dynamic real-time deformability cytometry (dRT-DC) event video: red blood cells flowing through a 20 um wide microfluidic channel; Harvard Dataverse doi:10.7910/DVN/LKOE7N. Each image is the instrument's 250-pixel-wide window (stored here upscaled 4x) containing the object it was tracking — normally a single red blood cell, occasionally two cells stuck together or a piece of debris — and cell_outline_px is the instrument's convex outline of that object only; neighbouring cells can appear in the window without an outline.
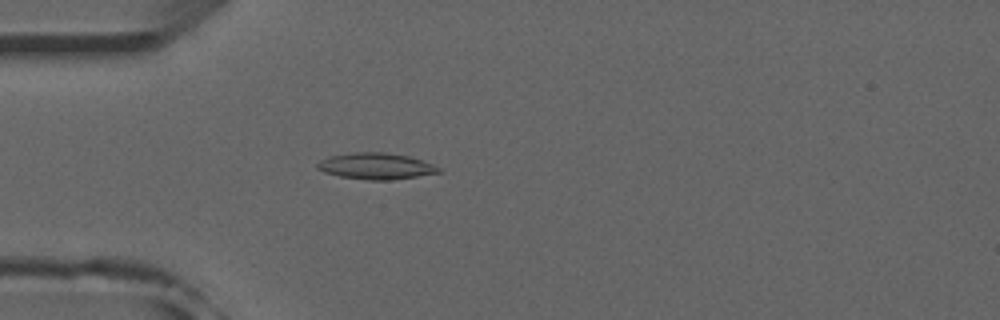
{"species": "common noctule bat (a hibernating species)", "species_latin": "Nyctalus noctula", "temperature_condition": "room temperature", "stored_images_in_passage": 52, "camera_frame_rate_fps": 3000, "um_per_image_px": 0.085, "animal": {"sex": "male", "forearm_length_mm": 52.5}, "frame": {"image": 1, "passage_image": 15, "time_ms": 4.667, "image_size_px": [1000, 320], "cell_outline_px": [[440, 172], [392, 180], [368, 180], [340, 176], [324, 172], [316, 168], [316, 164], [320, 160], [332, 156], [352, 152], [388, 152], [408, 156], [432, 164], [440, 168]], "centroid_in_image_um": [31.92, 14.11], "position_along_channel_um": 53.1, "area_um2": 18.44}}
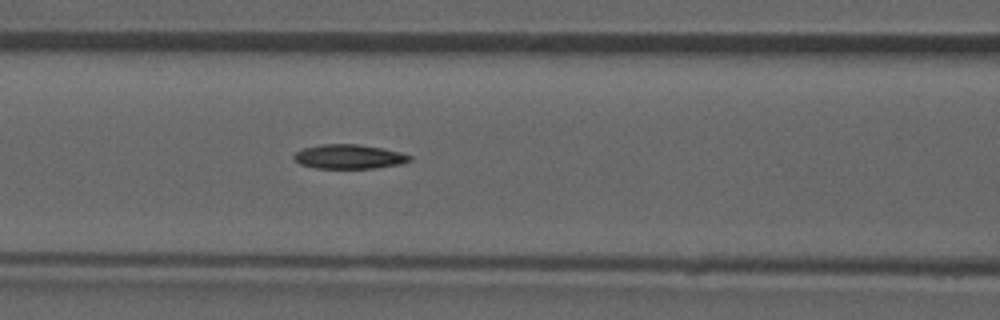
{"frame": {"image": 2, "passage_image": 22, "time_ms": 7.0, "image_size_px": [1000, 320], "cell_outline_px": [[412, 160], [400, 164], [372, 168], [316, 168], [300, 164], [292, 156], [296, 152], [304, 148], [324, 144], [356, 144], [380, 148], [400, 152], [412, 156]], "centroid_in_image_um": [29.67, 13.32], "position_along_channel_um": 136.9, "area_um2": 16.18}}
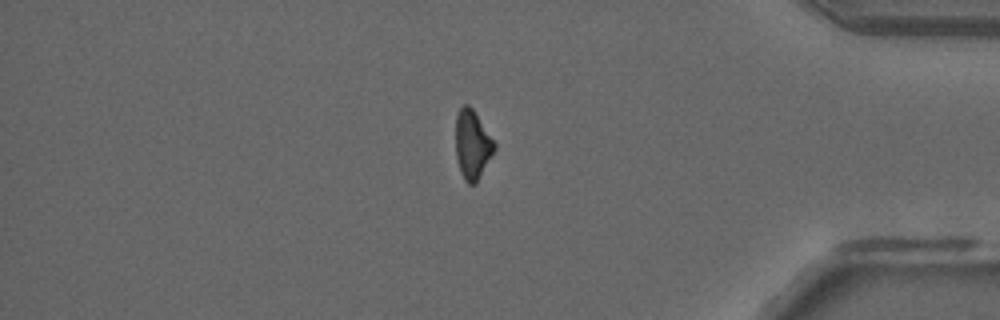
{"frame": {"image": 3, "passage_image": 44, "time_ms": 14.333, "image_size_px": [1000, 320], "cell_outline_px": [[496, 148], [476, 184], [468, 184], [464, 180], [460, 172], [456, 156], [456, 116], [460, 108], [464, 104], [468, 104], [472, 108], [496, 144]], "centroid_in_image_um": [40.14, 12.31], "position_along_channel_um": 395.1, "area_um2": 15.49}, "authors_computed_cell_mechanics": {"area_um2": 16.6753, "velocity_mm_per_s": 3.9473, "shape_relaxation_time_tau1_ms": null, "shape_relaxation_time_tau2_ms": 11.3144, "deformation_change_tau1": null, "deformation_change_tau2": 0.209}}